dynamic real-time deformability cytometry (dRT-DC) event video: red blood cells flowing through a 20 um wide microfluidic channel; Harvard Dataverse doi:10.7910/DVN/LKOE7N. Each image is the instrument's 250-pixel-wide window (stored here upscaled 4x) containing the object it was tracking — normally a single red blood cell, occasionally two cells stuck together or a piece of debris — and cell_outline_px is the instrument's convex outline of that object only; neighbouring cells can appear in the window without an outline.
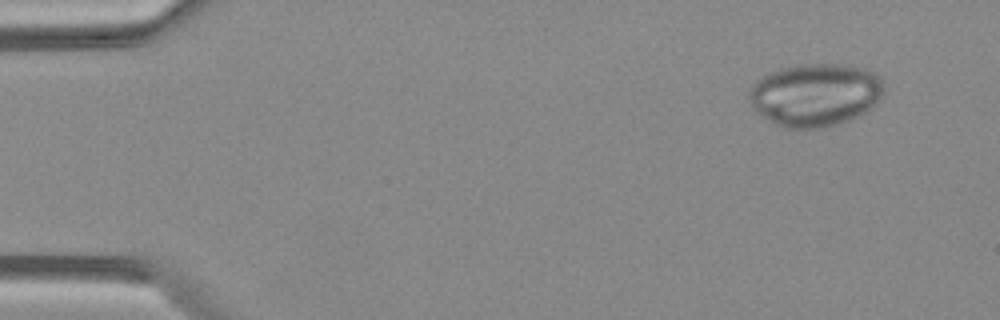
{"species": "Egyptian fruit bat (a non-hibernating species)", "species_latin": "Rousettus aegyptiacus", "temperature_condition": "warm", "stored_images_in_passage": 5, "camera_frame_rate_fps": 3000, "um_per_image_px": 0.085, "animal": {"sex": "female"}, "frame": {"image": 1, "passage_image": 1, "time_ms": 0.0, "image_size_px": [1000, 320], "cell_outline_px": [[884, 92], [880, 100], [872, 108], [860, 116], [836, 124], [820, 128], [784, 128], [776, 124], [756, 112], [752, 108], [748, 96], [748, 92], [752, 84], [756, 80], [780, 68], [800, 64], [840, 64], [864, 68], [880, 76], [884, 84]], "centroid_in_image_um": [69.31, 8.06], "position_along_channel_um": 15.7, "area_um2": 49.77}}